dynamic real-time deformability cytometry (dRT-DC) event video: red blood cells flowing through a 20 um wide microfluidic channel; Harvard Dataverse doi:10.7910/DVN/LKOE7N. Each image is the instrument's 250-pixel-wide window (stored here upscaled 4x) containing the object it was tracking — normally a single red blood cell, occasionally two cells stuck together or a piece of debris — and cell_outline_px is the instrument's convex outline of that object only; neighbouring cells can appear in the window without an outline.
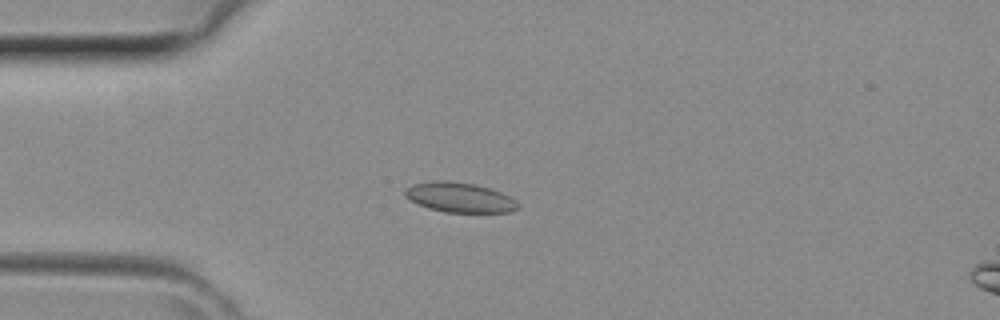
{"species": "common noctule bat (a hibernating species)", "species_latin": "Nyctalus noctula", "temperature_condition": "room temperature", "stored_images_in_passage": 41, "camera_frame_rate_fps": 3000, "um_per_image_px": 0.085, "animal": {"sex": "female", "body_mass_g": 29.2, "forearm_length_mm": 56.3}, "frame": {"image": 1, "passage_image": 10, "time_ms": 3.0, "image_size_px": [1000, 320], "cell_outline_px": [[520, 208], [512, 212], [444, 212], [428, 208], [416, 204], [404, 196], [404, 192], [412, 184], [436, 180], [448, 180], [472, 184], [488, 188], [512, 196], [520, 204]], "centroid_in_image_um": [39.09, 16.79], "position_along_channel_um": 45.9, "area_um2": 19.83}}
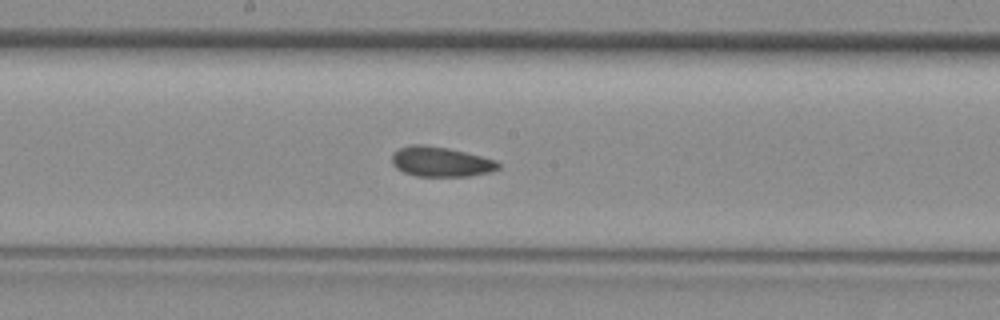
{"frame": {"image": 2, "passage_image": 21, "time_ms": 6.667, "image_size_px": [1000, 320], "cell_outline_px": [[500, 168], [492, 172], [468, 176], [416, 176], [404, 172], [396, 168], [392, 164], [392, 156], [400, 148], [412, 144], [424, 144], [448, 148], [496, 160], [500, 164]], "centroid_in_image_um": [37.48, 13.75], "position_along_channel_um": 210.7, "area_um2": 18.5}}
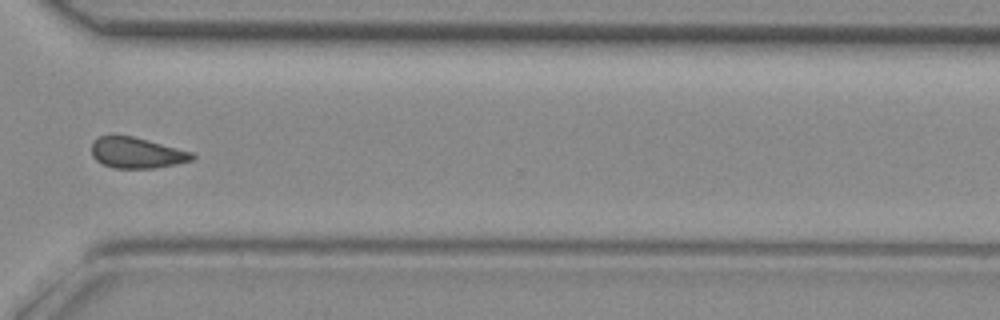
{"frame": {"image": 3, "passage_image": 30, "time_ms": 9.667, "image_size_px": [1000, 320], "cell_outline_px": [[196, 156], [192, 160], [176, 164], [156, 168], [112, 168], [96, 160], [92, 156], [92, 140], [96, 136], [132, 136], [192, 152]], "centroid_in_image_um": [11.6, 12.99], "position_along_channel_um": 359.0, "area_um2": 17.98}}